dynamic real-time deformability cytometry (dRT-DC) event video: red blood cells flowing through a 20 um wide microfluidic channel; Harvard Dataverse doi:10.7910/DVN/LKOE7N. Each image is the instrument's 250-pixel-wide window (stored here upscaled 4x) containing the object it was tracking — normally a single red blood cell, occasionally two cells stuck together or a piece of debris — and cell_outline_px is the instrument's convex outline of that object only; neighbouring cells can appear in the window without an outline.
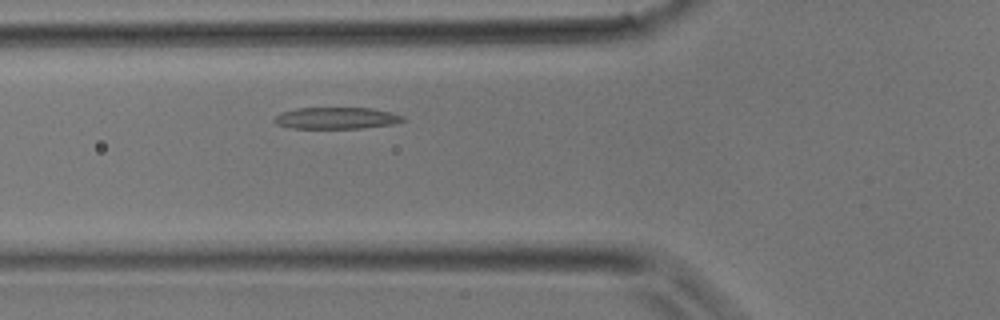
{"species": "common noctule bat (a hibernating species)", "species_latin": "Nyctalus noctula", "temperature_condition": "room temperature", "stored_images_in_passage": 28, "camera_frame_rate_fps": 3000, "um_per_image_px": 0.085, "animal": {"sex": "male", "body_mass_g": 17.9}, "frame": {"image": 1, "passage_image": 4, "time_ms": 1.0, "image_size_px": [1000, 320], "cell_outline_px": [[404, 120], [392, 124], [364, 128], [292, 128], [276, 124], [272, 120], [280, 112], [296, 108], [372, 108], [392, 112], [404, 116]], "centroid_in_image_um": [28.58, 10.03], "position_along_channel_um": 97.2, "area_um2": 16.24}}
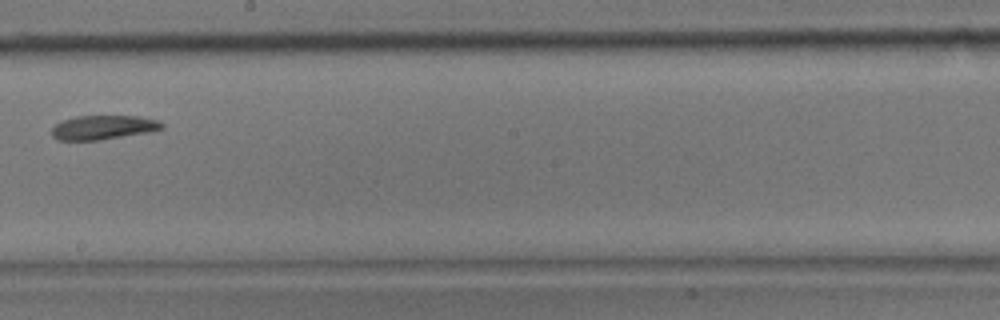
{"frame": {"image": 2, "passage_image": 12, "time_ms": 3.667, "image_size_px": [1000, 320], "cell_outline_px": [[164, 128], [148, 132], [100, 140], [56, 140], [52, 136], [52, 128], [56, 124], [64, 120], [76, 116], [140, 116], [156, 120], [164, 124]], "centroid_in_image_um": [8.77, 10.83], "position_along_channel_um": 239.4, "area_um2": 15.43}}
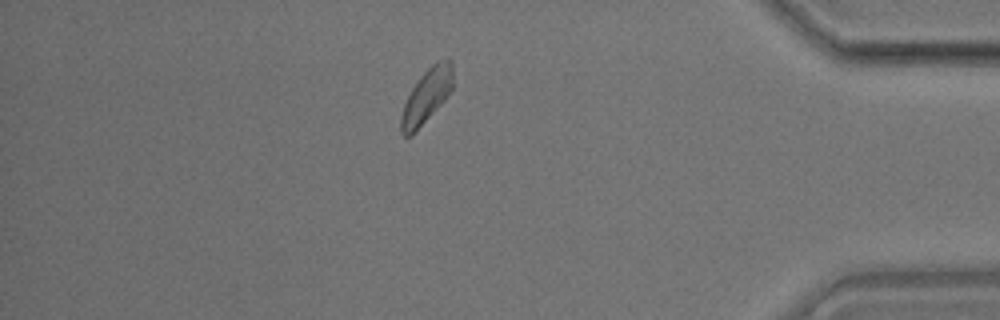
{"frame": {"image": 3, "passage_image": 23, "time_ms": 7.333, "image_size_px": [1000, 320], "cell_outline_px": [[452, 88], [444, 100], [412, 136], [404, 136], [400, 132], [400, 116], [404, 104], [412, 88], [420, 76], [436, 60], [452, 60]], "centroid_in_image_um": [36.23, 8.19], "position_along_channel_um": 399.0, "area_um2": 16.18}}